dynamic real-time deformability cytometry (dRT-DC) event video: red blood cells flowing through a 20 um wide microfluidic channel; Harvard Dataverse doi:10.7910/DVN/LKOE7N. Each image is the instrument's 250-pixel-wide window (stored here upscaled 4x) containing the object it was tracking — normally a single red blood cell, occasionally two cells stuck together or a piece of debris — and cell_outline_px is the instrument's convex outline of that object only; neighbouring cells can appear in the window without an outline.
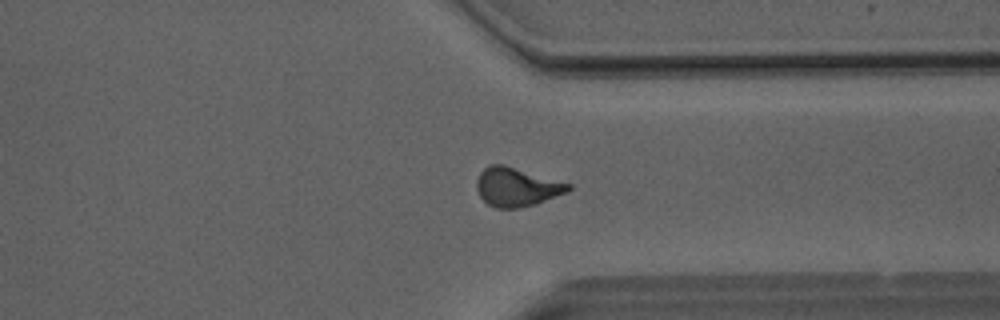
{"species": "Egyptian fruit bat (a non-hibernating species)", "species_latin": "Rousettus aegyptiacus", "temperature_condition": "room temperature", "stored_images_in_passage": 50, "camera_frame_rate_fps": 3000, "um_per_image_px": 0.085, "animal": {"sex": "male"}, "frame": {"image": 1, "passage_image": 37, "time_ms": 12.0, "image_size_px": [1000, 320], "cell_outline_px": [[572, 188], [568, 192], [536, 204], [516, 208], [496, 208], [488, 204], [480, 196], [476, 188], [476, 180], [480, 172], [488, 164], [504, 164], [572, 184]], "centroid_in_image_um": [43.92, 15.88], "position_along_channel_um": 367.5, "area_um2": 20.87}}
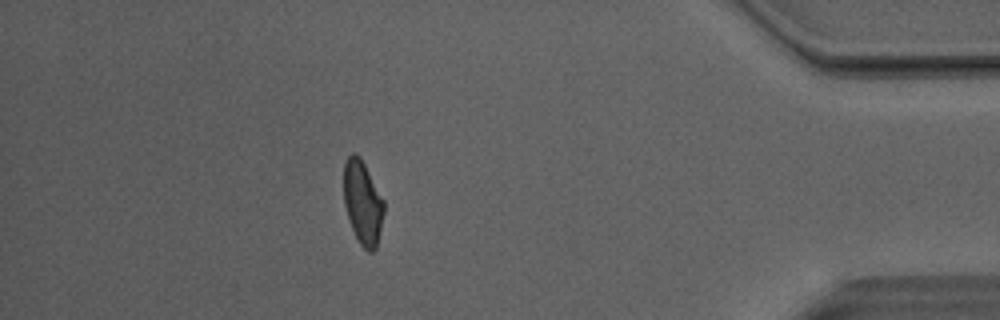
{"frame": {"image": 2, "passage_image": 43, "time_ms": 14.0, "image_size_px": [1000, 320], "cell_outline_px": [[384, 212], [376, 248], [372, 252], [368, 252], [360, 244], [348, 220], [344, 204], [344, 164], [348, 156], [352, 152], [360, 156], [384, 200]], "centroid_in_image_um": [30.82, 17.21], "position_along_channel_um": 404.4, "area_um2": 19.54}, "authors_computed_cell_mechanics": {"area_um2": 20.3745, "velocity_mm_per_s": 4.0889, "shape_relaxation_time_tau1_ms": 7.2782, "shape_relaxation_time_tau2_ms": 1.7562, "deformation_change_tau1": 0.1839, "deformation_change_tau2": 0.0795}}